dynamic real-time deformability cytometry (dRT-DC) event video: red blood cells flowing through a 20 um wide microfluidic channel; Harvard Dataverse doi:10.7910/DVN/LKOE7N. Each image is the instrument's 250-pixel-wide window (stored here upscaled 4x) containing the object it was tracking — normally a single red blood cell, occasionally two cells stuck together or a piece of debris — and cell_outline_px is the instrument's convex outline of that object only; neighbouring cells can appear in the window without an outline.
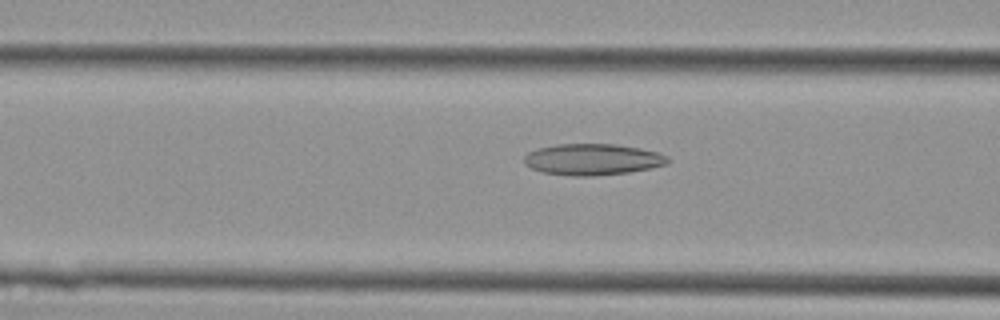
{"species": "Egyptian fruit bat (a non-hibernating species)", "species_latin": "Rousettus aegyptiacus", "temperature_condition": "cold", "stored_images_in_passage": 32, "camera_frame_rate_fps": 3000, "um_per_image_px": 0.085, "animal": {"sex": "female"}, "frame": {"image": 1, "passage_image": 6, "time_ms": 1.667, "image_size_px": [1000, 320], "cell_outline_px": [[672, 160], [668, 164], [652, 168], [628, 172], [596, 176], [572, 176], [544, 172], [532, 168], [524, 164], [524, 156], [528, 152], [536, 148], [556, 144], [616, 144], [640, 148], [656, 152], [668, 156]], "centroid_in_image_um": [50.39, 13.55], "position_along_channel_um": 116.2, "area_um2": 26.41}}
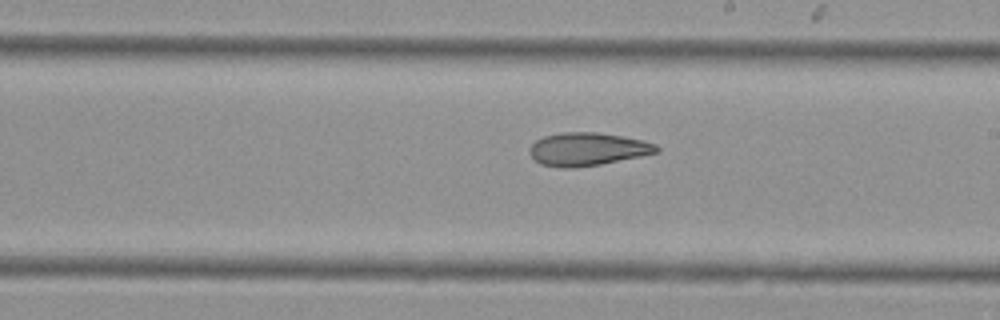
{"frame": {"image": 2, "passage_image": 14, "time_ms": 4.333, "image_size_px": [1000, 320], "cell_outline_px": [[660, 152], [600, 164], [576, 168], [560, 168], [540, 164], [528, 152], [528, 148], [536, 140], [544, 136], [564, 132], [596, 132], [624, 136], [656, 144], [660, 148]], "centroid_in_image_um": [49.92, 12.68], "position_along_channel_um": 239.1, "area_um2": 24.51}}
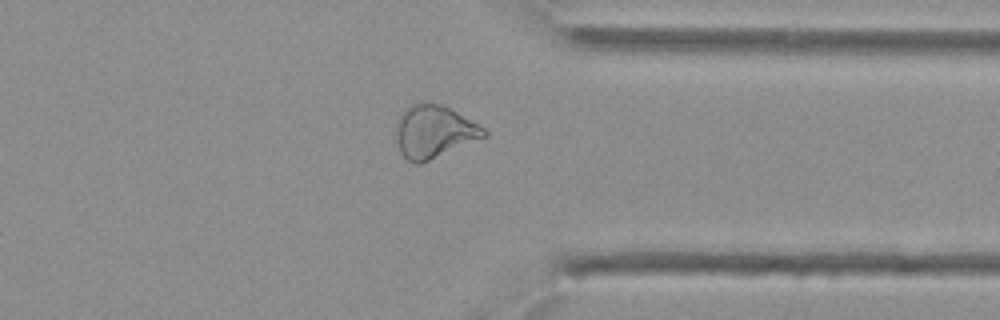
{"frame": {"image": 3, "passage_image": 23, "time_ms": 7.333, "image_size_px": [1000, 320], "cell_outline_px": [[488, 136], [420, 164], [416, 164], [408, 160], [400, 152], [396, 136], [396, 120], [400, 112], [404, 108], [412, 104], [444, 104], [484, 128], [488, 132]], "centroid_in_image_um": [36.88, 11.19], "position_along_channel_um": 374.5, "area_um2": 26.99}}